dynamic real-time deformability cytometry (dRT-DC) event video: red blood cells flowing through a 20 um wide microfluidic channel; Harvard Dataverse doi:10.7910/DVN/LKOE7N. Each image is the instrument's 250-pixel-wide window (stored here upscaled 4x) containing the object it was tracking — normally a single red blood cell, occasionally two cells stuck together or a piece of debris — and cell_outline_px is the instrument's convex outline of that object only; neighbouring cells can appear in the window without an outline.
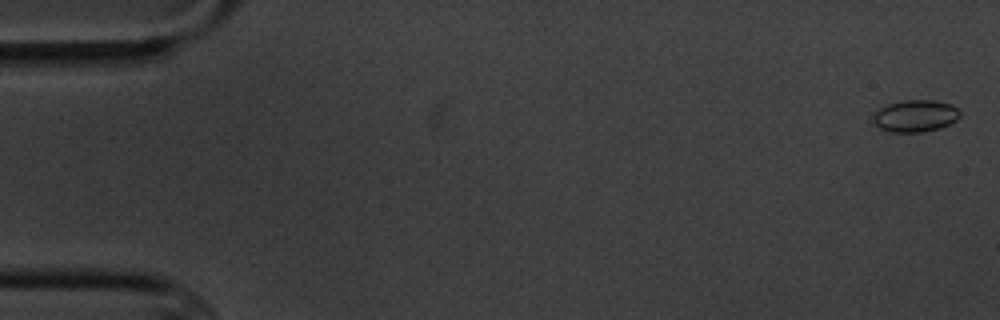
{"species": "common noctule bat (a hibernating species)", "species_latin": "Nyctalus noctula", "temperature_condition": "cold", "stored_images_in_passage": 7, "camera_frame_rate_fps": 3000, "um_per_image_px": 0.085, "animal": {"sex": "male", "body_mass_g": 20.1, "forearm_length_mm": 53.5}, "frame": {"image": 1, "passage_image": 1, "time_ms": 0.0, "image_size_px": [1000, 320], "cell_outline_px": [[960, 116], [956, 120], [940, 128], [924, 132], [892, 132], [880, 128], [872, 124], [872, 112], [888, 104], [904, 100], [932, 100], [952, 104], [960, 112]], "centroid_in_image_um": [77.76, 9.85], "position_along_channel_um": 7.2, "area_um2": 16.36}}
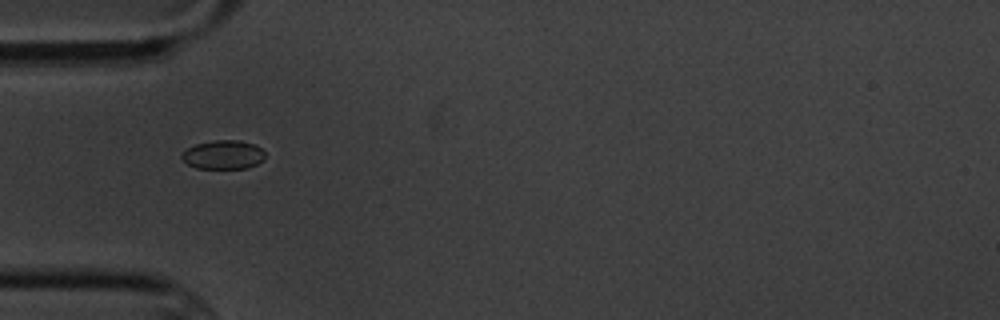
{"frame": {"image": 2, "passage_image": 6, "time_ms": 5.667, "image_size_px": [1000, 320], "cell_outline_px": [[264, 160], [248, 168], [196, 168], [188, 164], [180, 156], [188, 148], [196, 144], [216, 140], [240, 140], [252, 144], [260, 148], [264, 152]], "centroid_in_image_um": [18.99, 13.15], "position_along_channel_um": 66.0, "area_um2": 13.81}}
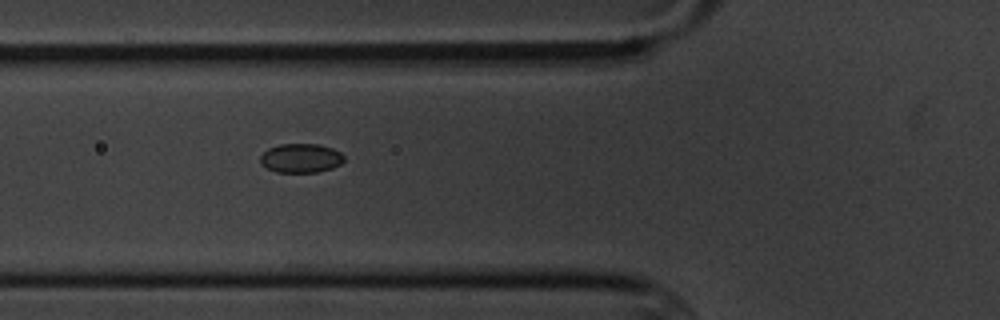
{"frame": {"image": 3, "passage_image": 7, "time_ms": 6.667, "image_size_px": [1000, 320], "cell_outline_px": [[344, 160], [340, 164], [332, 168], [316, 172], [276, 172], [268, 168], [260, 160], [260, 156], [268, 148], [280, 144], [320, 144], [332, 148], [340, 152], [344, 156]], "centroid_in_image_um": [25.59, 13.43], "position_along_channel_um": 100.2, "area_um2": 14.1}}